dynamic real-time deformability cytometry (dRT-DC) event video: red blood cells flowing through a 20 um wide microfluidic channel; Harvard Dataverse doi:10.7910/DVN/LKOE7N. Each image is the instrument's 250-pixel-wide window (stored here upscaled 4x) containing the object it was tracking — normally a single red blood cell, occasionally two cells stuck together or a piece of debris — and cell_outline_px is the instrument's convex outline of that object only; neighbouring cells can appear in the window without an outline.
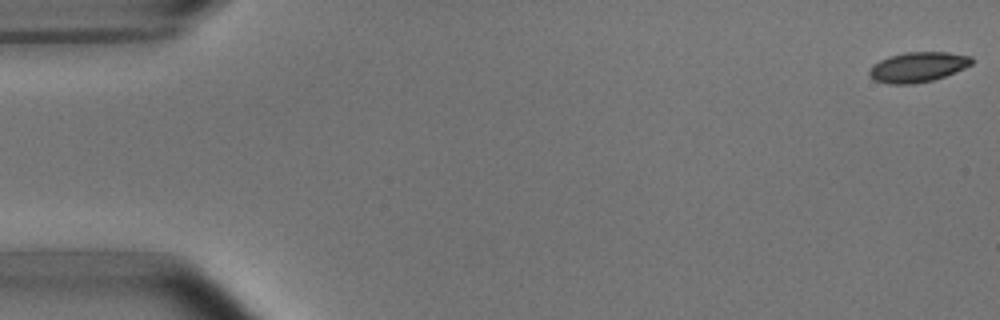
{"species": "common noctule bat (a hibernating species)", "species_latin": "Nyctalus noctula", "temperature_condition": "room temperature", "stored_images_in_passage": 5, "camera_frame_rate_fps": 3000, "um_per_image_px": 0.085, "animal": {"sex": "male", "body_mass_g": 15.6}, "frame": {"image": 1, "passage_image": 1, "time_ms": 0.0, "image_size_px": [1000, 320], "cell_outline_px": [[972, 64], [964, 68], [944, 76], [932, 80], [912, 84], [888, 84], [876, 80], [868, 76], [868, 72], [872, 64], [888, 56], [904, 52], [948, 52], [972, 56]], "centroid_in_image_um": [77.98, 5.69], "position_along_channel_um": 7.0, "area_um2": 17.98}}
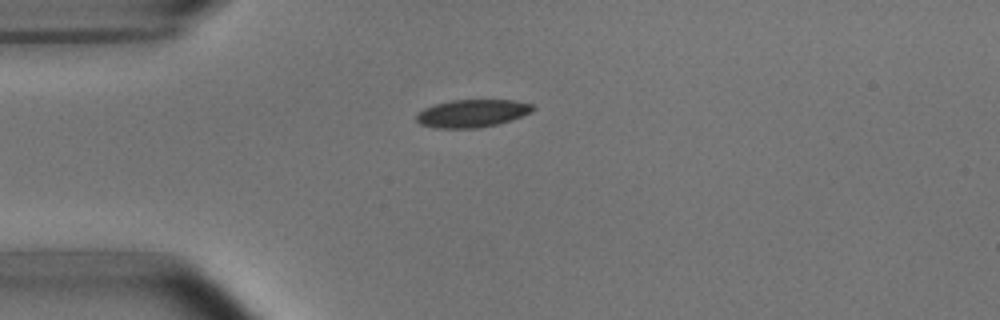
{"frame": {"image": 2, "passage_image": 4, "time_ms": 4.333, "image_size_px": [1000, 320], "cell_outline_px": [[536, 108], [532, 112], [496, 124], [480, 128], [436, 128], [420, 124], [416, 120], [416, 116], [424, 108], [436, 104], [452, 100], [512, 100], [532, 104]], "centroid_in_image_um": [40.13, 9.63], "position_along_channel_um": 44.9, "area_um2": 18.61}}
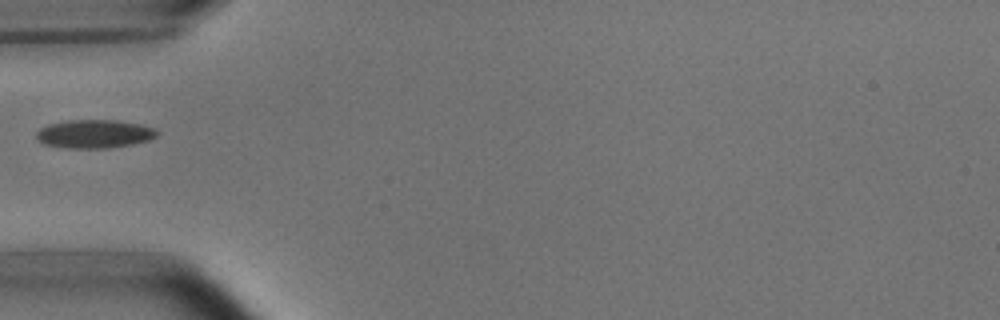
{"frame": {"image": 3, "passage_image": 5, "time_ms": 5.667, "image_size_px": [1000, 320], "cell_outline_px": [[160, 132], [156, 136], [148, 140], [132, 144], [108, 148], [68, 148], [44, 144], [36, 140], [36, 132], [40, 128], [48, 124], [68, 120], [116, 120], [140, 124], [156, 128]], "centroid_in_image_um": [8.02, 11.38], "position_along_channel_um": 77.0, "area_um2": 20.11}}